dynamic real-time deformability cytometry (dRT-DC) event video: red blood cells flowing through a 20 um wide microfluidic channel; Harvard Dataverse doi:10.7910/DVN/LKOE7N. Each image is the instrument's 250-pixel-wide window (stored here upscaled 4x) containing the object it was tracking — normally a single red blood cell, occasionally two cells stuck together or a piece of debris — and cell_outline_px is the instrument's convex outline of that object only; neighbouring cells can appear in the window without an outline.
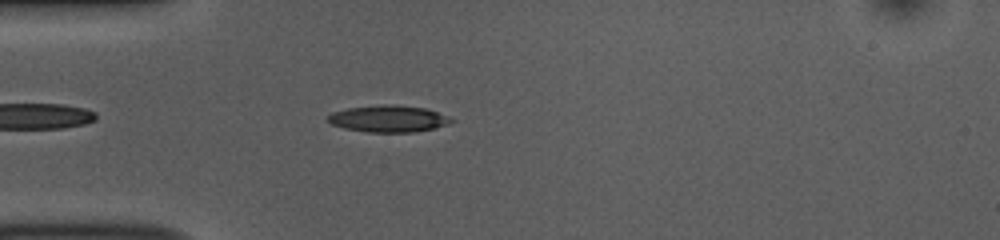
{"species": "common noctule bat (a hibernating species)", "species_latin": "Nyctalus noctula", "temperature_condition": "room temperature", "stored_images_in_passage": 43, "camera_frame_rate_fps": 3000, "um_per_image_px": 0.085, "animal": {"sex": "female", "body_mass_g": 10.0, "forearm_length_mm": 53.1}, "frame": {"image": 1, "passage_image": 5, "time_ms": 1.333, "image_size_px": [1000, 240], "cell_outline_px": [[456, 120], [448, 124], [436, 128], [416, 132], [368, 132], [344, 128], [332, 124], [324, 120], [332, 112], [348, 108], [384, 104], [392, 104], [424, 108], [448, 116]], "centroid_in_image_um": [33.01, 10.09], "position_along_channel_um": 52.0, "area_um2": 19.31}}
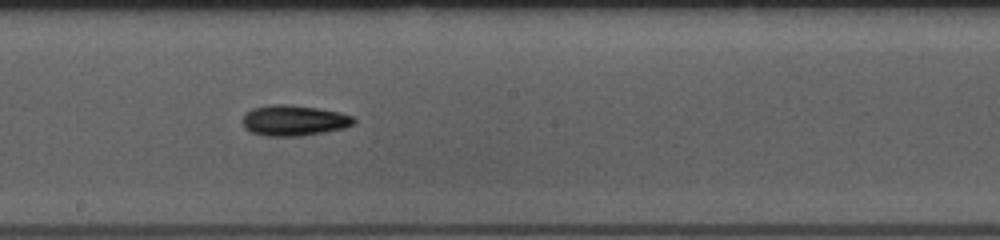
{"frame": {"image": 2, "passage_image": 19, "time_ms": 6.0, "image_size_px": [1000, 240], "cell_outline_px": [[356, 120], [352, 124], [344, 128], [324, 132], [300, 136], [268, 136], [252, 132], [244, 128], [240, 120], [252, 108], [268, 104], [284, 104], [316, 108], [340, 112], [352, 116]], "centroid_in_image_um": [24.95, 10.24], "position_along_channel_um": 223.3, "area_um2": 19.83}}
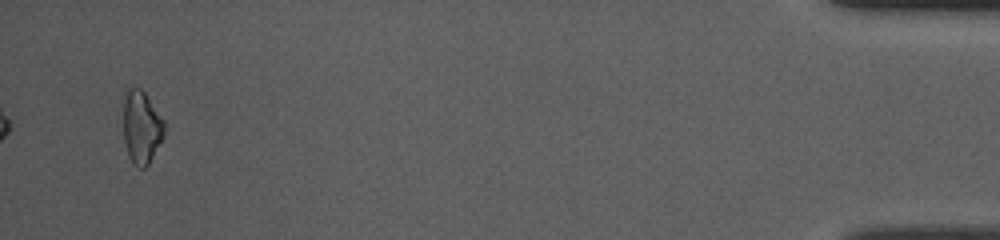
{"frame": {"image": 3, "passage_image": 41, "time_ms": 13.333, "image_size_px": [1000, 240], "cell_outline_px": [[164, 136], [148, 164], [144, 168], [136, 168], [132, 164], [128, 156], [124, 140], [124, 88], [140, 88], [144, 92], [164, 120]], "centroid_in_image_um": [12.01, 10.82], "position_along_channel_um": 423.2, "area_um2": 17.46}, "authors_computed_cell_mechanics": {"area_um2": 18.3226, "velocity_mm_per_s": 3.8333, "shape_relaxation_time_tau1_ms": 3.2122, "shape_relaxation_time_tau2_ms": null, "deformation_change_tau1": 0.091, "deformation_change_tau2": null}}